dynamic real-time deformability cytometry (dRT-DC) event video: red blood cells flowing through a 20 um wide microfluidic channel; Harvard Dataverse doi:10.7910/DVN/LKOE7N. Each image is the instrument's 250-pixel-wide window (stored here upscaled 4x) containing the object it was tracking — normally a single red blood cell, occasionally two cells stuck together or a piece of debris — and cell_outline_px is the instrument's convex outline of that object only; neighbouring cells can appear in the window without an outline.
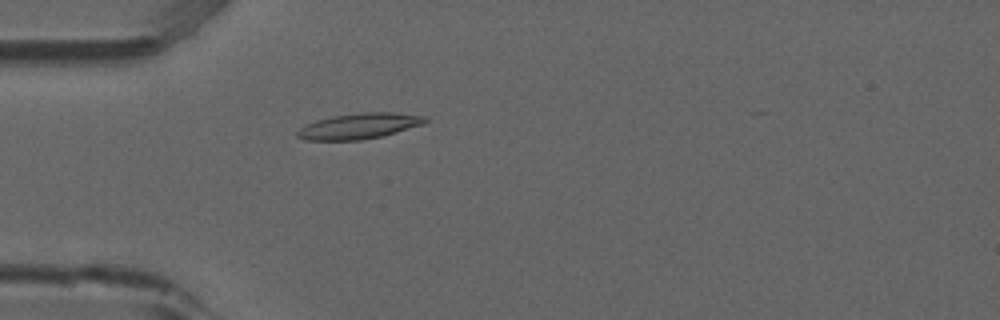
{"species": "common noctule bat (a hibernating species)", "species_latin": "Nyctalus noctula", "temperature_condition": "room temperature", "stored_images_in_passage": 5, "camera_frame_rate_fps": 3000, "um_per_image_px": 0.085, "animal": {"sex": "male", "forearm_length_mm": 52.5}, "frame": {"image": 1, "passage_image": 5, "time_ms": 1.333, "image_size_px": [1000, 320], "cell_outline_px": [[428, 120], [424, 124], [384, 136], [360, 140], [304, 140], [296, 136], [296, 132], [304, 124], [316, 120], [332, 116], [364, 112], [392, 112], [428, 116]], "centroid_in_image_um": [30.54, 10.71], "position_along_channel_um": 54.5, "area_um2": 19.36}}